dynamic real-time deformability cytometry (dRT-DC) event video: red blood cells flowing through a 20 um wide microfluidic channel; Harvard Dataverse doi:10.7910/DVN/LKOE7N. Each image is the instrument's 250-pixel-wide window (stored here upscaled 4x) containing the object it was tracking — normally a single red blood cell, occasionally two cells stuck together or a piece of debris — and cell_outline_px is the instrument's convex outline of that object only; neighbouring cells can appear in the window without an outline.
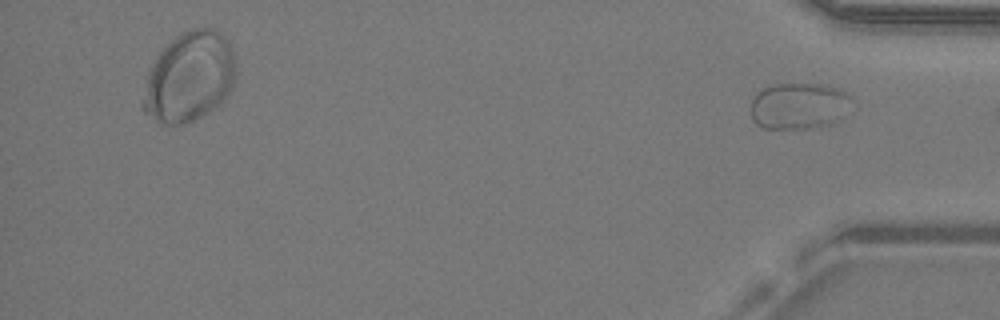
{"species": "common noctule bat (a hibernating species)", "species_latin": "Nyctalus noctula", "temperature_condition": "warm", "stored_images_in_passage": 34, "camera_frame_rate_fps": 3000, "um_per_image_px": 0.085, "animal": {"sex": "male", "body_mass_g": 19.2, "forearm_length_mm": 51.8}, "frame": {"image": 1, "passage_image": 34, "time_ms": 11.0, "image_size_px": [1000, 320], "cell_outline_px": [[848, 96], [844, 116], [840, 120], [832, 124], [812, 128], [764, 128], [756, 124], [752, 120], [752, 96], [760, 88], [776, 84], [820, 84], [844, 92]], "centroid_in_image_um": [67.82, 9.02], "position_along_channel_um": 367.4, "area_um2": 26.99}}